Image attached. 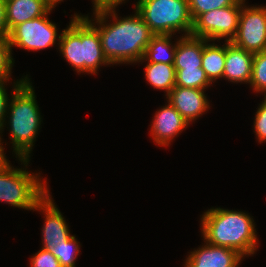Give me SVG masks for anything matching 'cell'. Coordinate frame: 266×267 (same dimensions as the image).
Instances as JSON below:
<instances>
[{"label":"cell","mask_w":266,"mask_h":267,"mask_svg":"<svg viewBox=\"0 0 266 267\" xmlns=\"http://www.w3.org/2000/svg\"><path fill=\"white\" fill-rule=\"evenodd\" d=\"M50 196L48 193L33 209L34 211L42 210L46 217L42 230V248L46 250H52L72 237L63 215Z\"/></svg>","instance_id":"30bf717a"},{"label":"cell","mask_w":266,"mask_h":267,"mask_svg":"<svg viewBox=\"0 0 266 267\" xmlns=\"http://www.w3.org/2000/svg\"><path fill=\"white\" fill-rule=\"evenodd\" d=\"M5 83L6 82H1L0 83V133L3 131V127H5V117L7 116L6 113L8 114V103L10 99H8V94L5 89ZM2 130V131H1Z\"/></svg>","instance_id":"4316f807"},{"label":"cell","mask_w":266,"mask_h":267,"mask_svg":"<svg viewBox=\"0 0 266 267\" xmlns=\"http://www.w3.org/2000/svg\"><path fill=\"white\" fill-rule=\"evenodd\" d=\"M47 0H6L8 30L14 26L50 13Z\"/></svg>","instance_id":"9a60e30c"},{"label":"cell","mask_w":266,"mask_h":267,"mask_svg":"<svg viewBox=\"0 0 266 267\" xmlns=\"http://www.w3.org/2000/svg\"><path fill=\"white\" fill-rule=\"evenodd\" d=\"M1 141L2 140H1V137H0V166L3 165L7 161L5 153H4V147L2 146Z\"/></svg>","instance_id":"f546056e"},{"label":"cell","mask_w":266,"mask_h":267,"mask_svg":"<svg viewBox=\"0 0 266 267\" xmlns=\"http://www.w3.org/2000/svg\"><path fill=\"white\" fill-rule=\"evenodd\" d=\"M123 1L125 0H106V8L117 7V5H119L120 3L122 4Z\"/></svg>","instance_id":"4dcf8cb0"},{"label":"cell","mask_w":266,"mask_h":267,"mask_svg":"<svg viewBox=\"0 0 266 267\" xmlns=\"http://www.w3.org/2000/svg\"><path fill=\"white\" fill-rule=\"evenodd\" d=\"M226 57V43L222 46H218L215 43L204 45L202 54V68L209 81H213L222 78Z\"/></svg>","instance_id":"ac0fdd59"},{"label":"cell","mask_w":266,"mask_h":267,"mask_svg":"<svg viewBox=\"0 0 266 267\" xmlns=\"http://www.w3.org/2000/svg\"><path fill=\"white\" fill-rule=\"evenodd\" d=\"M48 14L14 26L8 36L11 49L14 46L37 51L55 45L61 34H57L56 24L48 19Z\"/></svg>","instance_id":"ba28073f"},{"label":"cell","mask_w":266,"mask_h":267,"mask_svg":"<svg viewBox=\"0 0 266 267\" xmlns=\"http://www.w3.org/2000/svg\"><path fill=\"white\" fill-rule=\"evenodd\" d=\"M205 244L202 248L190 252L185 261V267H238L244 258L232 248L207 242Z\"/></svg>","instance_id":"8fae6325"},{"label":"cell","mask_w":266,"mask_h":267,"mask_svg":"<svg viewBox=\"0 0 266 267\" xmlns=\"http://www.w3.org/2000/svg\"><path fill=\"white\" fill-rule=\"evenodd\" d=\"M9 30L6 20V0H0V37L8 39Z\"/></svg>","instance_id":"83f0119b"},{"label":"cell","mask_w":266,"mask_h":267,"mask_svg":"<svg viewBox=\"0 0 266 267\" xmlns=\"http://www.w3.org/2000/svg\"><path fill=\"white\" fill-rule=\"evenodd\" d=\"M253 222V218L244 212L211 208L202 215L201 232L208 244L232 248L245 257L257 251Z\"/></svg>","instance_id":"7a4b0ae2"},{"label":"cell","mask_w":266,"mask_h":267,"mask_svg":"<svg viewBox=\"0 0 266 267\" xmlns=\"http://www.w3.org/2000/svg\"><path fill=\"white\" fill-rule=\"evenodd\" d=\"M254 130L259 140L258 141L259 143L266 141V101L265 100L260 104L255 114Z\"/></svg>","instance_id":"484cf974"},{"label":"cell","mask_w":266,"mask_h":267,"mask_svg":"<svg viewBox=\"0 0 266 267\" xmlns=\"http://www.w3.org/2000/svg\"><path fill=\"white\" fill-rule=\"evenodd\" d=\"M176 83L175 86L189 87L196 89H206L212 84L207 78L202 67L196 69H175Z\"/></svg>","instance_id":"ffe728a7"},{"label":"cell","mask_w":266,"mask_h":267,"mask_svg":"<svg viewBox=\"0 0 266 267\" xmlns=\"http://www.w3.org/2000/svg\"><path fill=\"white\" fill-rule=\"evenodd\" d=\"M7 160L0 166V202L26 210L35 206L49 193L46 181L24 168H15ZM45 183V184H44Z\"/></svg>","instance_id":"8992f818"},{"label":"cell","mask_w":266,"mask_h":267,"mask_svg":"<svg viewBox=\"0 0 266 267\" xmlns=\"http://www.w3.org/2000/svg\"><path fill=\"white\" fill-rule=\"evenodd\" d=\"M61 1H63V0H47V4L53 9V8H55V5L57 3H60Z\"/></svg>","instance_id":"1f68e13d"},{"label":"cell","mask_w":266,"mask_h":267,"mask_svg":"<svg viewBox=\"0 0 266 267\" xmlns=\"http://www.w3.org/2000/svg\"><path fill=\"white\" fill-rule=\"evenodd\" d=\"M135 10L155 35H174L183 31L190 36L193 20L188 0H138Z\"/></svg>","instance_id":"5b68a950"},{"label":"cell","mask_w":266,"mask_h":267,"mask_svg":"<svg viewBox=\"0 0 266 267\" xmlns=\"http://www.w3.org/2000/svg\"><path fill=\"white\" fill-rule=\"evenodd\" d=\"M145 76L151 86L167 92L166 96L175 87L176 70L174 64L148 62L145 66Z\"/></svg>","instance_id":"d6986e66"},{"label":"cell","mask_w":266,"mask_h":267,"mask_svg":"<svg viewBox=\"0 0 266 267\" xmlns=\"http://www.w3.org/2000/svg\"><path fill=\"white\" fill-rule=\"evenodd\" d=\"M204 90L175 86L167 95V102L190 124L210 108Z\"/></svg>","instance_id":"7c38bea8"},{"label":"cell","mask_w":266,"mask_h":267,"mask_svg":"<svg viewBox=\"0 0 266 267\" xmlns=\"http://www.w3.org/2000/svg\"><path fill=\"white\" fill-rule=\"evenodd\" d=\"M57 44L64 59L77 73L96 74L102 64H110L104 56L98 31L83 15H74Z\"/></svg>","instance_id":"277c9868"},{"label":"cell","mask_w":266,"mask_h":267,"mask_svg":"<svg viewBox=\"0 0 266 267\" xmlns=\"http://www.w3.org/2000/svg\"><path fill=\"white\" fill-rule=\"evenodd\" d=\"M242 1L238 30L231 42L253 54L266 50V6L247 7Z\"/></svg>","instance_id":"9c48e42d"},{"label":"cell","mask_w":266,"mask_h":267,"mask_svg":"<svg viewBox=\"0 0 266 267\" xmlns=\"http://www.w3.org/2000/svg\"><path fill=\"white\" fill-rule=\"evenodd\" d=\"M249 84L256 92H266V50L254 54Z\"/></svg>","instance_id":"7402d4cb"},{"label":"cell","mask_w":266,"mask_h":267,"mask_svg":"<svg viewBox=\"0 0 266 267\" xmlns=\"http://www.w3.org/2000/svg\"><path fill=\"white\" fill-rule=\"evenodd\" d=\"M242 5H231L199 15L194 21L191 36L210 41L231 42L236 36Z\"/></svg>","instance_id":"52a82bcc"},{"label":"cell","mask_w":266,"mask_h":267,"mask_svg":"<svg viewBox=\"0 0 266 267\" xmlns=\"http://www.w3.org/2000/svg\"><path fill=\"white\" fill-rule=\"evenodd\" d=\"M171 37L172 35H154L147 45L144 57L139 62L147 60L153 63L174 64L177 42L173 46Z\"/></svg>","instance_id":"e0dca14e"},{"label":"cell","mask_w":266,"mask_h":267,"mask_svg":"<svg viewBox=\"0 0 266 267\" xmlns=\"http://www.w3.org/2000/svg\"><path fill=\"white\" fill-rule=\"evenodd\" d=\"M254 54L226 41V57L223 77L230 82L250 83Z\"/></svg>","instance_id":"5bb4252c"},{"label":"cell","mask_w":266,"mask_h":267,"mask_svg":"<svg viewBox=\"0 0 266 267\" xmlns=\"http://www.w3.org/2000/svg\"><path fill=\"white\" fill-rule=\"evenodd\" d=\"M78 241L73 235L66 243L54 247L51 253L59 260L62 267H75V260L79 254Z\"/></svg>","instance_id":"44dd1931"},{"label":"cell","mask_w":266,"mask_h":267,"mask_svg":"<svg viewBox=\"0 0 266 267\" xmlns=\"http://www.w3.org/2000/svg\"><path fill=\"white\" fill-rule=\"evenodd\" d=\"M243 0H188L189 11L194 21L199 15L231 5H242Z\"/></svg>","instance_id":"603a6c76"},{"label":"cell","mask_w":266,"mask_h":267,"mask_svg":"<svg viewBox=\"0 0 266 267\" xmlns=\"http://www.w3.org/2000/svg\"><path fill=\"white\" fill-rule=\"evenodd\" d=\"M209 42L203 38L182 36L177 41L175 51V69H196L202 66V54L204 45Z\"/></svg>","instance_id":"2e32d148"},{"label":"cell","mask_w":266,"mask_h":267,"mask_svg":"<svg viewBox=\"0 0 266 267\" xmlns=\"http://www.w3.org/2000/svg\"><path fill=\"white\" fill-rule=\"evenodd\" d=\"M8 39L0 37V83L7 82L11 75L14 59Z\"/></svg>","instance_id":"cb8c5ba5"},{"label":"cell","mask_w":266,"mask_h":267,"mask_svg":"<svg viewBox=\"0 0 266 267\" xmlns=\"http://www.w3.org/2000/svg\"><path fill=\"white\" fill-rule=\"evenodd\" d=\"M114 9L116 7L95 10L96 23L88 16L83 17L98 31L104 56L110 64L139 62L155 34L137 11L134 16L119 20ZM109 16L115 22L106 24Z\"/></svg>","instance_id":"6da1fadb"},{"label":"cell","mask_w":266,"mask_h":267,"mask_svg":"<svg viewBox=\"0 0 266 267\" xmlns=\"http://www.w3.org/2000/svg\"><path fill=\"white\" fill-rule=\"evenodd\" d=\"M188 125L183 116L168 102V105L156 111L150 132L156 144L168 146Z\"/></svg>","instance_id":"4fadbf2b"},{"label":"cell","mask_w":266,"mask_h":267,"mask_svg":"<svg viewBox=\"0 0 266 267\" xmlns=\"http://www.w3.org/2000/svg\"><path fill=\"white\" fill-rule=\"evenodd\" d=\"M92 2L94 4V11L106 8V0H93Z\"/></svg>","instance_id":"f1b7e54d"},{"label":"cell","mask_w":266,"mask_h":267,"mask_svg":"<svg viewBox=\"0 0 266 267\" xmlns=\"http://www.w3.org/2000/svg\"><path fill=\"white\" fill-rule=\"evenodd\" d=\"M29 77L14 82L12 99L9 101V126L10 139L12 140L16 158L18 156L25 166L29 163L30 153L34 146L38 130L41 125V115L37 100L35 99L34 88Z\"/></svg>","instance_id":"3957f363"},{"label":"cell","mask_w":266,"mask_h":267,"mask_svg":"<svg viewBox=\"0 0 266 267\" xmlns=\"http://www.w3.org/2000/svg\"><path fill=\"white\" fill-rule=\"evenodd\" d=\"M30 265L31 267H62L51 251L44 248L31 257Z\"/></svg>","instance_id":"d4e9b609"}]
</instances>
